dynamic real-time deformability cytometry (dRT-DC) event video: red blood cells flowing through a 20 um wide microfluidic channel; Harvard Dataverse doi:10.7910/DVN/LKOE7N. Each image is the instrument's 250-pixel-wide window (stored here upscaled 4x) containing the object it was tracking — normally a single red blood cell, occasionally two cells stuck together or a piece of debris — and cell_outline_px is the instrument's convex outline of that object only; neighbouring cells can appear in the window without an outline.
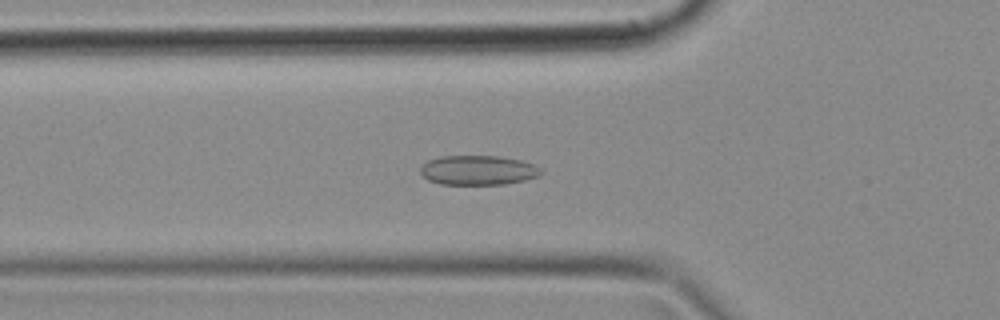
{"species": "common noctule bat (a hibernating species)", "species_latin": "Nyctalus noctula", "temperature_condition": "cold", "stored_images_in_passage": 49, "camera_frame_rate_fps": 3000, "um_per_image_px": 0.085, "animal": {"sex": "female", "body_mass_g": 18.4}, "frame": {"image": 1, "passage_image": 17, "time_ms": 5.333, "image_size_px": [1000, 320], "cell_outline_px": [[544, 172], [540, 176], [524, 180], [504, 184], [440, 184], [428, 180], [420, 172], [420, 168], [428, 160], [440, 156], [500, 156], [524, 160], [536, 164]], "centroid_in_image_um": [40.69, 14.46], "position_along_channel_um": 85.1, "area_um2": 20.98}}
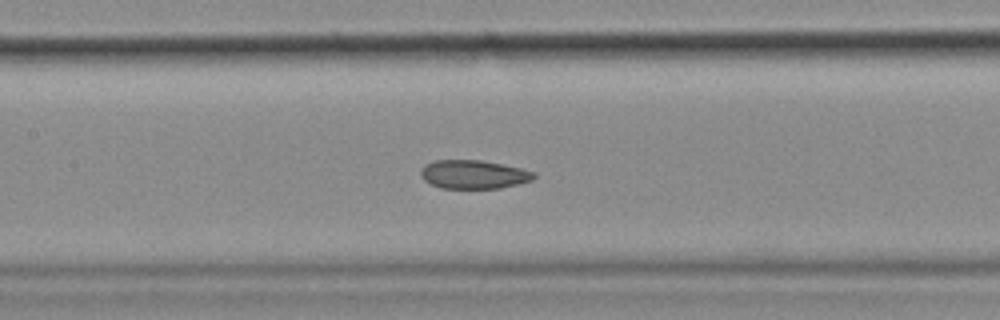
{"frame": {"image": 2, "passage_image": 23, "time_ms": 7.333, "image_size_px": [1000, 320], "cell_outline_px": [[536, 176], [532, 180], [500, 188], [440, 188], [424, 180], [420, 176], [420, 168], [424, 164], [432, 160], [480, 160], [520, 168], [536, 172]], "centroid_in_image_um": [40.21, 14.82], "position_along_channel_um": 167.2, "area_um2": 18.9}}
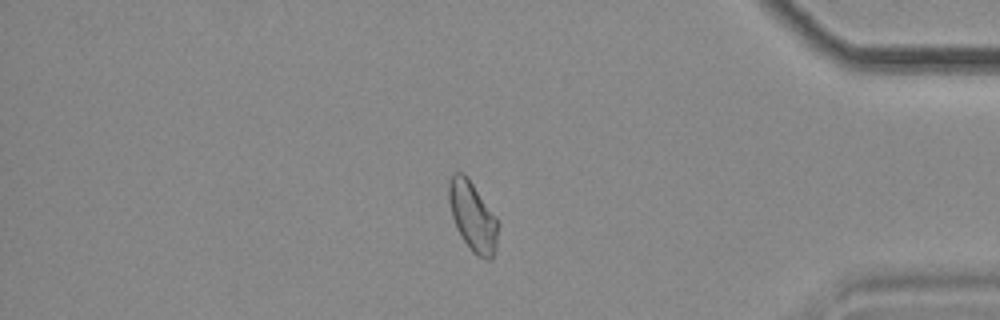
{"frame": {"image": 3, "passage_image": 42, "time_ms": 13.667, "image_size_px": [1000, 320], "cell_outline_px": [[496, 248], [492, 260], [488, 260], [476, 256], [472, 252], [456, 228], [452, 216], [448, 200], [448, 180], [452, 172], [464, 172], [496, 216]], "centroid_in_image_um": [40.14, 18.37], "position_along_channel_um": 395.1, "area_um2": 19.88}}